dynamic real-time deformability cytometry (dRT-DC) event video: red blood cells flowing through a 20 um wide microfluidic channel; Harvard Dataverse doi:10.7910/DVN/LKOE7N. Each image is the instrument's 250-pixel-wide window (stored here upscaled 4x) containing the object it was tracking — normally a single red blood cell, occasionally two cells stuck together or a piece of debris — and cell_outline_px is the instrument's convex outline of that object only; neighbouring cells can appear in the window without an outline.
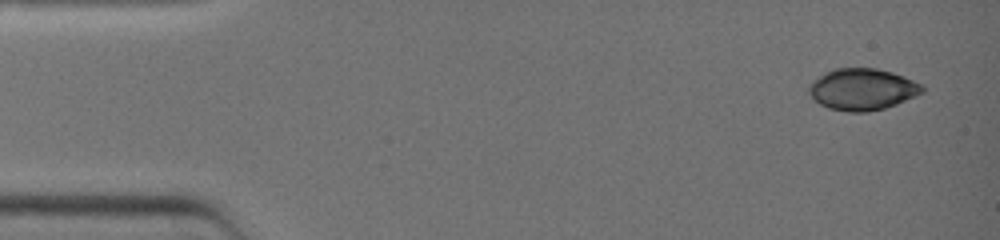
{"species": "common noctule bat (a hibernating species)", "species_latin": "Nyctalus noctula", "temperature_condition": "warm", "stored_images_in_passage": 9, "camera_frame_rate_fps": 3000, "um_per_image_px": 0.085, "animal": {"sex": "female", "body_mass_g": 19.0, "forearm_length_mm": 51.5}, "frame": {"image": 1, "passage_image": 1, "time_ms": 0.0, "image_size_px": [1000, 240], "cell_outline_px": [[924, 92], [916, 96], [896, 104], [884, 108], [868, 112], [848, 112], [828, 108], [820, 104], [808, 92], [808, 84], [824, 72], [836, 68], [876, 68], [892, 72], [904, 76], [924, 84]], "centroid_in_image_um": [73.31, 7.59], "position_along_channel_um": 11.7, "area_um2": 27.69}}
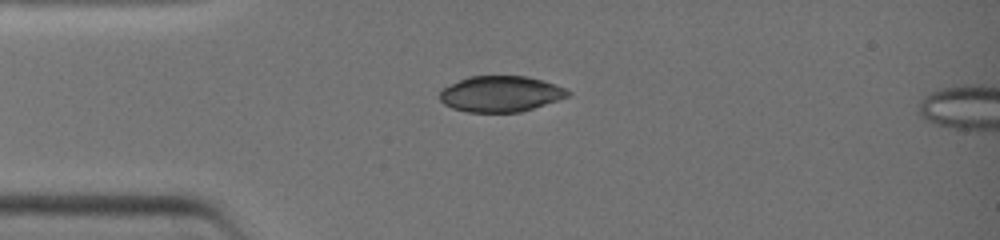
{"frame": {"image": 2, "passage_image": 7, "time_ms": 2.667, "image_size_px": [1000, 240], "cell_outline_px": [[572, 92], [568, 96], [520, 112], [468, 112], [452, 108], [444, 104], [440, 100], [440, 88], [468, 76], [528, 76], [544, 80], [564, 88]], "centroid_in_image_um": [42.51, 7.97], "position_along_channel_um": 42.5, "area_um2": 26.76}}